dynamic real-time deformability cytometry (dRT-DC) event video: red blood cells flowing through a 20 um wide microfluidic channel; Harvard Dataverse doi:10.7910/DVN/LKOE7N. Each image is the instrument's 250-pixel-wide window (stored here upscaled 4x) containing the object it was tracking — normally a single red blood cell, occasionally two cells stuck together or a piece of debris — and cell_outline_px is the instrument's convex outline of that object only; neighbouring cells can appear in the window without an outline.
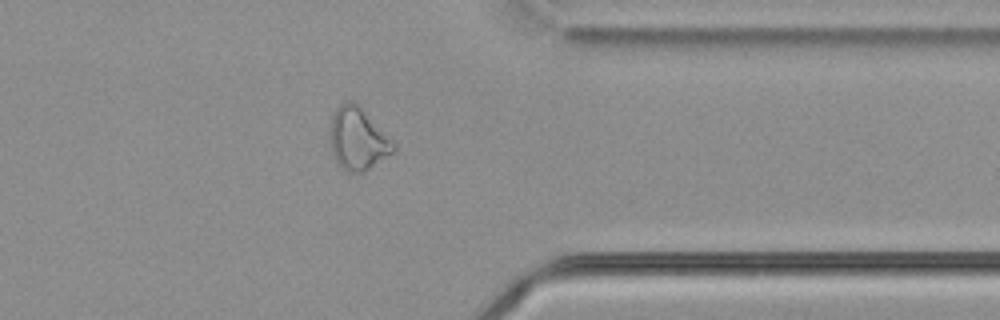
{"species": "common noctule bat (a hibernating species)", "species_latin": "Nyctalus noctula", "temperature_condition": "cold", "stored_images_in_passage": 52, "camera_frame_rate_fps": 3000, "um_per_image_px": 0.085, "animal": {"sex": "male", "body_mass_g": 21.5, "forearm_length_mm": 52.0}, "frame": {"image": 1, "passage_image": 45, "time_ms": 14.667, "image_size_px": [1000, 320], "cell_outline_px": [[396, 148], [392, 152], [364, 172], [344, 172], [340, 168], [332, 152], [332, 116], [336, 108], [344, 100], [352, 100], [396, 144]], "centroid_in_image_um": [30.41, 11.83], "position_along_channel_um": 381.0, "area_um2": 22.31}}